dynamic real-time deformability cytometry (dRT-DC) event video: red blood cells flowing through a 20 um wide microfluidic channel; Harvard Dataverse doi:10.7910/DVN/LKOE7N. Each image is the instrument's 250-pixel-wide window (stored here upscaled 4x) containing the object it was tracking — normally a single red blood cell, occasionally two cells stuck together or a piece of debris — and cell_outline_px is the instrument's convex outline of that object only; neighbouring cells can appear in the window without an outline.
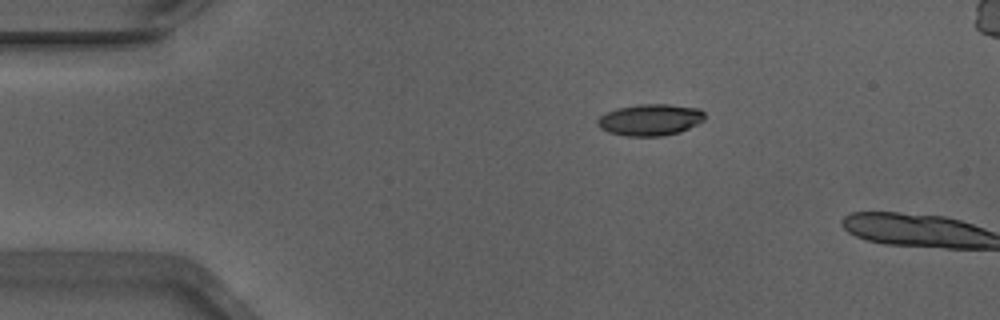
{"species": "Egyptian fruit bat (a non-hibernating species)", "species_latin": "Rousettus aegyptiacus", "temperature_condition": "warm", "stored_images_in_passage": 2, "camera_frame_rate_fps": 3000, "um_per_image_px": 0.085, "animal": {"sex": "male"}, "frame": {"image": 1, "passage_image": 1, "time_ms": 0.0, "image_size_px": [1000, 320], "cell_outline_px": [[700, 116], [684, 128], [672, 132], [620, 132], [608, 128], [616, 112], [628, 108], [684, 108], [700, 112]], "centroid_in_image_um": [55.48, 10.18], "position_along_channel_um": 29.5, "area_um2": 13.35}}